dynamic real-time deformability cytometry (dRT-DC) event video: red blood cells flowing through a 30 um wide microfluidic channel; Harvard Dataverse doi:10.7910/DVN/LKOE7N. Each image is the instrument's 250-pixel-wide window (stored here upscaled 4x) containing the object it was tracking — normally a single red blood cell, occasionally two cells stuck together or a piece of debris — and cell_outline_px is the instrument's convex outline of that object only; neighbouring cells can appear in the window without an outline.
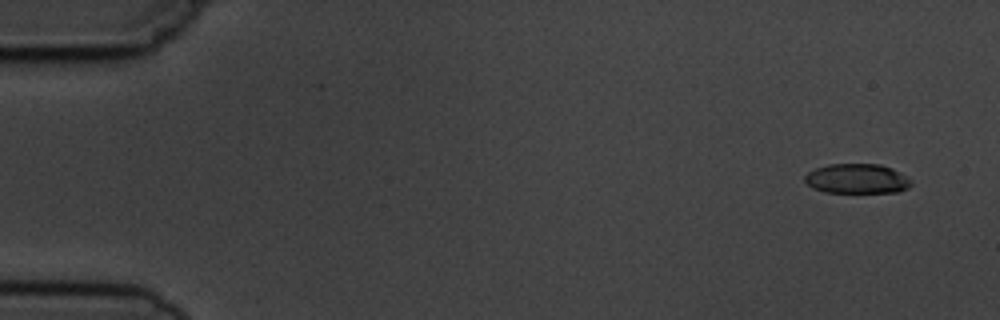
{"species": "common noctule bat (a hibernating species)", "species_latin": "Nyctalus noctula", "temperature_condition": "cold", "stored_images_in_passage": 6, "segment_of_instrument_passage": [1, 2], "camera_frame_rate_fps": 3000, "um_per_image_px": 0.085, "animal": {"sex": "male", "body_mass_g": 19.5, "forearm_length_mm": 54.6}, "frame": {"image": 1, "passage_image": 1, "time_ms": 0.0, "image_size_px": [1000, 320], "cell_outline_px": [[912, 184], [908, 188], [896, 192], [824, 192], [812, 188], [804, 180], [804, 176], [808, 172], [816, 168], [828, 164], [880, 164], [892, 168], [912, 180]], "centroid_in_image_um": [72.84, 15.19], "position_along_channel_um": 12.2, "area_um2": 18.44}}